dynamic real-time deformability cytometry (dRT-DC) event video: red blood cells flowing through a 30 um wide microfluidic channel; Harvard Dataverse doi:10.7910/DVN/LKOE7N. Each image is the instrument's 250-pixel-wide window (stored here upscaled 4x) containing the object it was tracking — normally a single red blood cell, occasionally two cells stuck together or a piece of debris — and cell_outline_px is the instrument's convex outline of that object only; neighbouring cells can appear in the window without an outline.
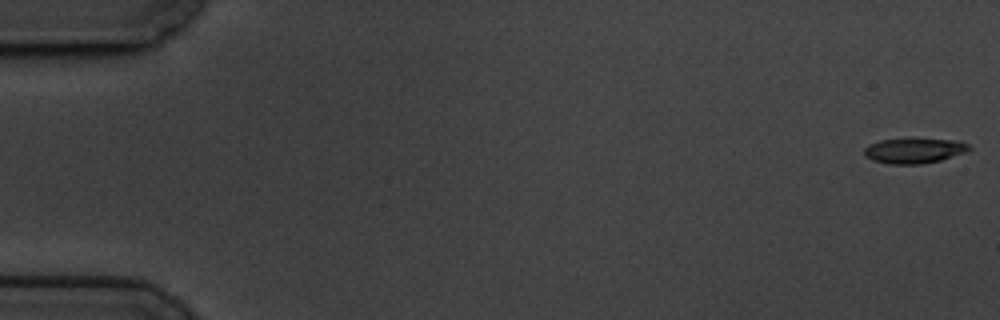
{"species": "common noctule bat (a hibernating species)", "species_latin": "Nyctalus noctula", "temperature_condition": "cold", "stored_images_in_passage": 59, "camera_frame_rate_fps": 3000, "um_per_image_px": 0.085, "animal": {"sex": "male", "body_mass_g": 19.5, "forearm_length_mm": 54.6}, "frame": {"image": 1, "passage_image": 1, "time_ms": 0.0, "image_size_px": [1000, 320], "cell_outline_px": [[972, 148], [964, 152], [940, 160], [920, 164], [888, 164], [872, 160], [864, 156], [864, 148], [868, 144], [880, 140], [908, 136], [912, 136], [952, 140], [968, 144]], "centroid_in_image_um": [77.63, 12.76], "position_along_channel_um": 7.4, "area_um2": 16.01}}
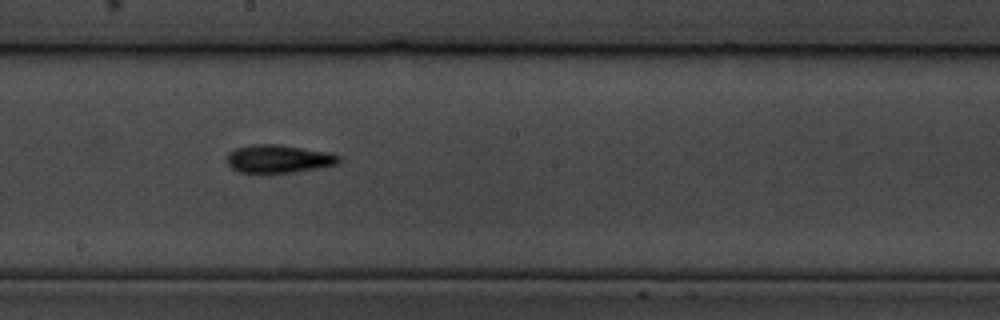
{"frame": {"image": 2, "passage_image": 33, "time_ms": 10.667, "image_size_px": [1000, 320], "cell_outline_px": [[340, 160], [336, 164], [316, 168], [292, 172], [260, 176], [240, 172], [232, 168], [228, 164], [228, 152], [236, 148], [252, 144], [280, 144], [328, 152], [340, 156]], "centroid_in_image_um": [23.62, 13.53], "position_along_channel_um": 224.6, "area_um2": 18.79}}
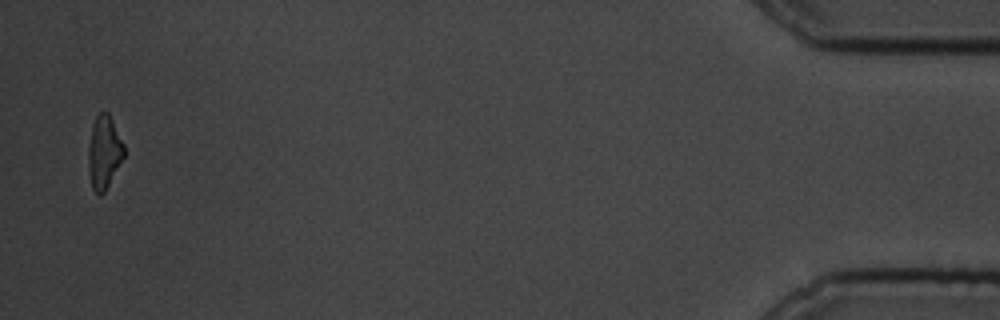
{"frame": {"image": 3, "passage_image": 58, "time_ms": 19.0, "image_size_px": [1000, 320], "cell_outline_px": [[124, 156], [104, 192], [100, 196], [92, 188], [88, 172], [88, 148], [92, 124], [96, 116], [100, 112], [108, 112], [124, 144]], "centroid_in_image_um": [8.83, 12.93], "position_along_channel_um": 426.4, "area_um2": 15.09}, "authors_computed_cell_mechanics": {"area_um2": 16.6464, "velocity_mm_per_s": 3.4308, "shape_relaxation_time_tau1_ms": 3.1238, "shape_relaxation_time_tau2_ms": 9.682, "deformation_change_tau1": 0.1597, "deformation_change_tau2": 0.2221}}